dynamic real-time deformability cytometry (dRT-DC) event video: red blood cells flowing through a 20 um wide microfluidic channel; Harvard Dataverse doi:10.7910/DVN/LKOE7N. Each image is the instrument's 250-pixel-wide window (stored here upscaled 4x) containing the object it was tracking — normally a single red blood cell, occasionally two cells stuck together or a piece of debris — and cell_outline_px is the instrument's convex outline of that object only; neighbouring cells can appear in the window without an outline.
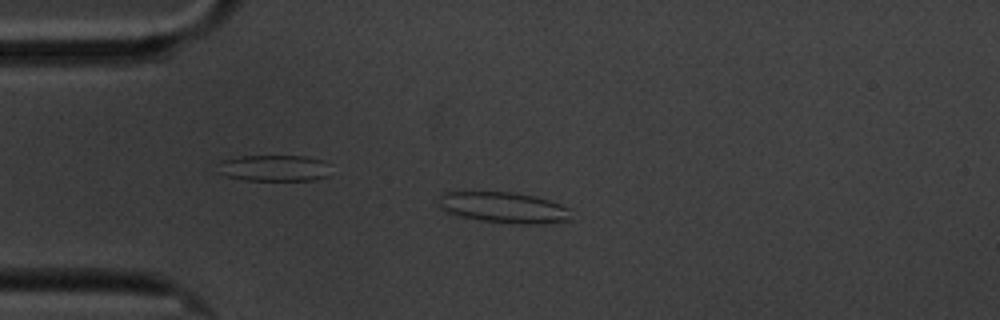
{"species": "common noctule bat (a hibernating species)", "species_latin": "Nyctalus noctula", "temperature_condition": "cold", "stored_images_in_passage": 4, "camera_frame_rate_fps": 3000, "um_per_image_px": 0.085, "animal": {"sex": "male", "body_mass_g": 20.1, "forearm_length_mm": 53.5}, "frame": {"image": 1, "passage_image": 3, "time_ms": 2.667, "image_size_px": [1000, 320], "cell_outline_px": [[572, 220], [536, 224], [520, 224], [480, 220], [460, 216], [448, 212], [440, 208], [440, 192], [512, 192], [536, 196], [560, 204], [568, 208]], "centroid_in_image_um": [42.83, 17.64], "position_along_channel_um": 42.2, "area_um2": 23.7}}